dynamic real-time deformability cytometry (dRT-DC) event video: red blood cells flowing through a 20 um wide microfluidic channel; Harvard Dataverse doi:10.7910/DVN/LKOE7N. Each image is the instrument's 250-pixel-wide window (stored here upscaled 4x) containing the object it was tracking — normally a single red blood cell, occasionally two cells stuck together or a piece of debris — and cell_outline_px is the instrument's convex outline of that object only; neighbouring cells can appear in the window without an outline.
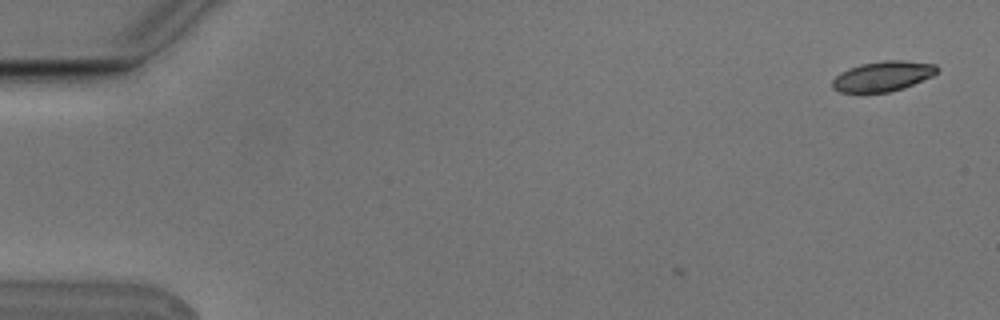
{"species": "Egyptian fruit bat (a non-hibernating species)", "species_latin": "Rousettus aegyptiacus", "temperature_condition": "cold", "stored_images_in_passage": 4, "camera_frame_rate_fps": 3000, "um_per_image_px": 0.085, "animal": {"sex": "male"}, "frame": {"image": 1, "passage_image": 1, "time_ms": 0.0, "image_size_px": [1000, 320], "cell_outline_px": [[940, 68], [932, 76], [904, 88], [888, 92], [840, 92], [832, 88], [832, 80], [840, 72], [848, 68], [860, 64], [884, 60], [904, 60], [936, 64]], "centroid_in_image_um": [75.04, 6.47], "position_along_channel_um": 10.0, "area_um2": 18.44}}